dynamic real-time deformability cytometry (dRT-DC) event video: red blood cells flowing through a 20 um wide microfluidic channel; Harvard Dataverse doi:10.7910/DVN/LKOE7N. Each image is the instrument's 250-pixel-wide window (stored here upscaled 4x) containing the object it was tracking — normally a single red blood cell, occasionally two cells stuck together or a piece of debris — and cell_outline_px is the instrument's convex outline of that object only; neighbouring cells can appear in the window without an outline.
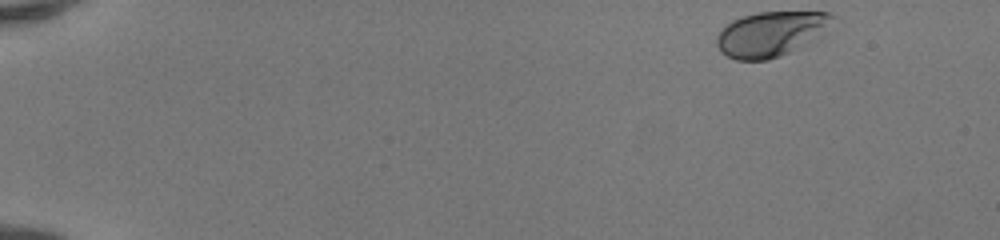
{"species": "human", "species_latin": "Homo sapiens", "temperature_condition": "room temperature", "stored_images_in_passage": 46, "camera_frame_rate_fps": 3000, "um_per_image_px": 0.085, "donor": {"sex": "female"}, "frame": {"image": 1, "passage_image": 1, "time_ms": 0.0, "image_size_px": [1000, 240], "cell_outline_px": [[836, 16], [824, 36], [820, 40], [780, 56], [768, 60], [736, 60], [720, 52], [716, 44], [716, 36], [732, 20], [756, 12], [828, 12]], "centroid_in_image_um": [65.61, 2.89], "position_along_channel_um": 19.4, "area_um2": 30.92}}
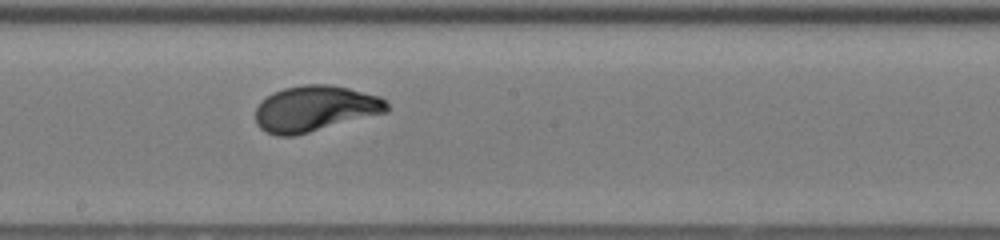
{"frame": {"image": 2, "passage_image": 26, "time_ms": 8.333, "image_size_px": [1000, 240], "cell_outline_px": [[388, 112], [296, 136], [276, 136], [260, 128], [256, 124], [256, 108], [260, 100], [284, 88], [304, 84], [328, 84], [348, 88], [380, 96], [388, 104]], "centroid_in_image_um": [26.78, 9.24], "position_along_channel_um": 221.4, "area_um2": 35.2}}
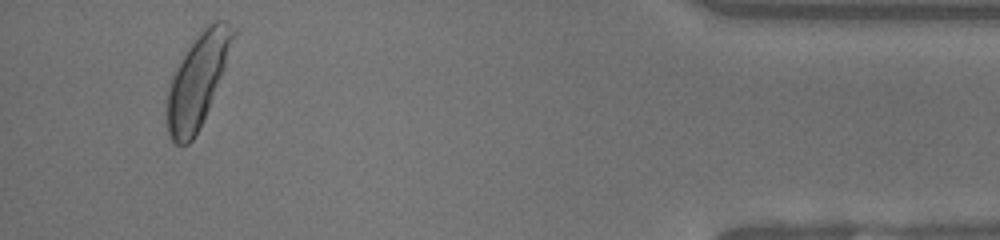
{"frame": {"image": 3, "passage_image": 44, "time_ms": 14.333, "image_size_px": [1000, 240], "cell_outline_px": [[236, 32], [224, 68], [200, 128], [192, 140], [188, 144], [176, 144], [172, 140], [168, 132], [168, 88], [172, 76], [176, 68], [188, 48], [196, 36], [208, 24], [216, 20], [228, 20], [236, 28]], "centroid_in_image_um": [16.81, 6.79], "position_along_channel_um": 418.4, "area_um2": 34.8}, "authors_computed_cell_mechanics": {"area_um2": 33.5818, "velocity_mm_per_s": 4.1678, "shape_relaxation_time_tau1_ms": 2.3865, "shape_relaxation_time_tau2_ms": null, "deformation_change_tau1": 0.151, "deformation_change_tau2": null}}